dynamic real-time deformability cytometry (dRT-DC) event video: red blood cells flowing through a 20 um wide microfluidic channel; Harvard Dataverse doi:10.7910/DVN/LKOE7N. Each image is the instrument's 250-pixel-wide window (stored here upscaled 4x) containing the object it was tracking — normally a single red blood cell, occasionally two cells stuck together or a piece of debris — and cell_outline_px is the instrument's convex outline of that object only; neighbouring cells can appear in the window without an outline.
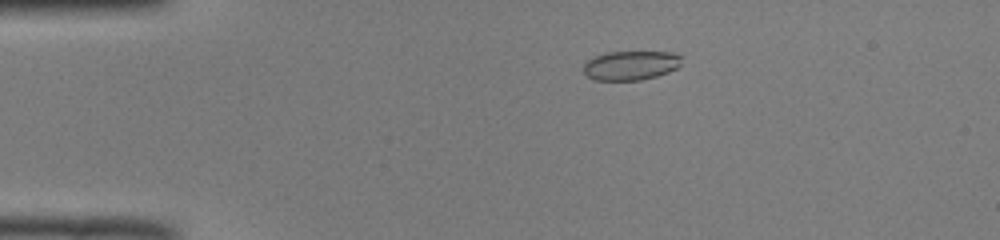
{"species": "common noctule bat (a hibernating species)", "species_latin": "Nyctalus noctula", "temperature_condition": "room temperature", "stored_images_in_passage": 42, "camera_frame_rate_fps": 3000, "um_per_image_px": 0.085, "animal": {"sex": "male", "body_mass_g": 19.0, "forearm_length_mm": 50.8}, "frame": {"image": 1, "passage_image": 1, "time_ms": 0.0, "image_size_px": [1000, 240], "cell_outline_px": [[680, 64], [676, 68], [668, 72], [656, 76], [640, 80], [592, 80], [584, 72], [584, 64], [588, 60], [596, 56], [608, 52], [672, 52], [680, 56]], "centroid_in_image_um": [53.6, 5.56], "position_along_channel_um": 31.4, "area_um2": 16.53}}
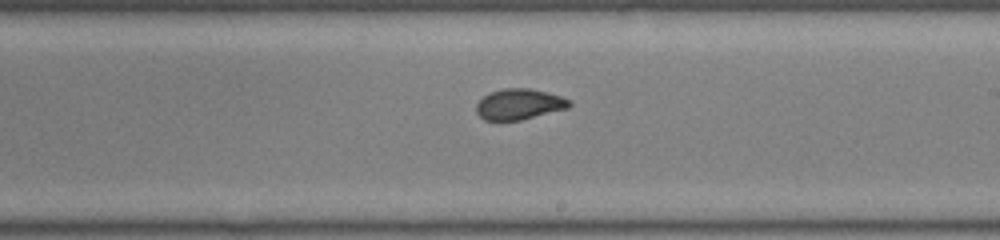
{"frame": {"image": 2, "passage_image": 21, "time_ms": 6.667, "image_size_px": [1000, 240], "cell_outline_px": [[572, 104], [568, 108], [520, 120], [484, 120], [476, 112], [476, 104], [484, 96], [492, 92], [504, 88], [528, 88], [560, 96], [572, 100]], "centroid_in_image_um": [44.14, 8.86], "position_along_channel_um": 244.9, "area_um2": 16.47}}
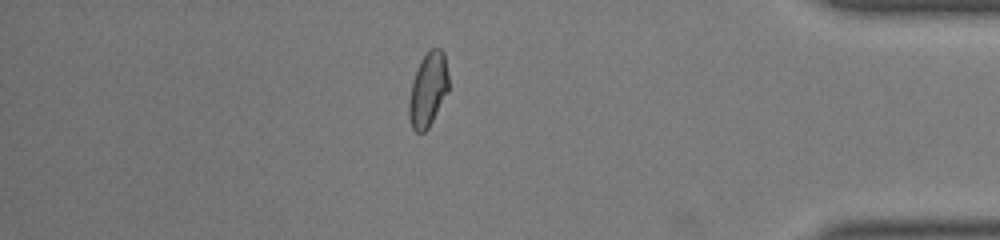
{"frame": {"image": 3, "passage_image": 35, "time_ms": 11.333, "image_size_px": [1000, 240], "cell_outline_px": [[448, 92], [428, 128], [424, 132], [416, 132], [412, 128], [408, 116], [408, 100], [412, 80], [416, 68], [420, 60], [428, 48], [440, 48], [444, 52], [448, 76]], "centroid_in_image_um": [36.36, 7.59], "position_along_channel_um": 398.8, "area_um2": 17.4}, "authors_computed_cell_mechanics": {"area_um2": 17.1377, "velocity_mm_per_s": 3.9994, "shape_relaxation_time_tau1_ms": null, "shape_relaxation_time_tau2_ms": 0.8019, "deformation_change_tau1": null, "deformation_change_tau2": 0.0534}}